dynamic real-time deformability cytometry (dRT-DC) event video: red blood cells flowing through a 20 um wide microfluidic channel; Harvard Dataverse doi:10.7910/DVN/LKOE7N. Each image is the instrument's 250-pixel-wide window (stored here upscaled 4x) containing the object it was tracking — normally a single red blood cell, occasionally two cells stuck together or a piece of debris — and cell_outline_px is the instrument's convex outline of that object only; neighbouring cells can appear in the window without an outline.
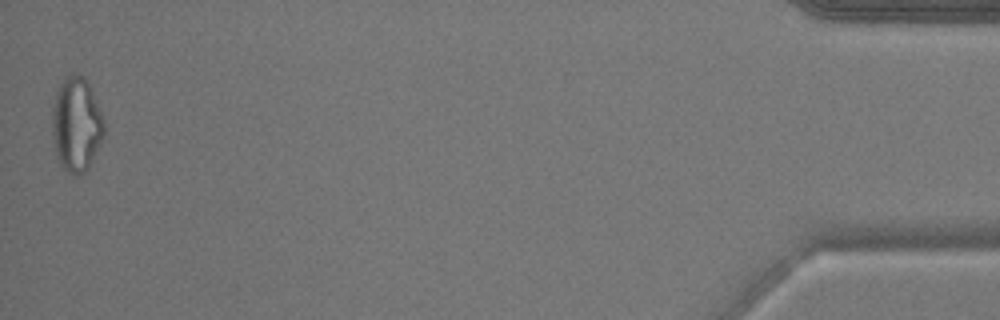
{"species": "common noctule bat (a hibernating species)", "species_latin": "Nyctalus noctula", "temperature_condition": "warm", "stored_images_in_passage": 51, "camera_frame_rate_fps": 3000, "um_per_image_px": 0.085, "animal": {"sex": "male", "body_mass_g": 17.9}, "frame": {"image": 1, "passage_image": 51, "time_ms": 16.667, "image_size_px": [1000, 320], "cell_outline_px": [[104, 136], [88, 168], [84, 172], [76, 176], [68, 172], [60, 164], [56, 156], [52, 132], [52, 108], [56, 92], [60, 80], [64, 76], [72, 72], [84, 76], [92, 92], [104, 120]], "centroid_in_image_um": [6.47, 10.55], "position_along_channel_um": 428.7, "area_um2": 28.73}}